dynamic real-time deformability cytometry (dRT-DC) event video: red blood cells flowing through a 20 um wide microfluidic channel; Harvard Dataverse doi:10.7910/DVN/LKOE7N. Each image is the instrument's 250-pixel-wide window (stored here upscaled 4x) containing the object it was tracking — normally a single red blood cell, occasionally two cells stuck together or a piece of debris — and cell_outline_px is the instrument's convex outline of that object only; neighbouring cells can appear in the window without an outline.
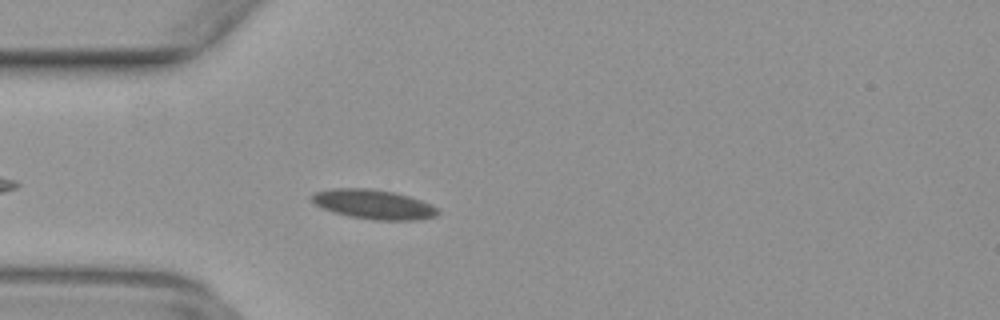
{"species": "common noctule bat (a hibernating species)", "species_latin": "Nyctalus noctula", "temperature_condition": "warm", "stored_images_in_passage": 38, "camera_frame_rate_fps": 3000, "um_per_image_px": 0.085, "animal": {"sex": "female", "body_mass_g": 29.2, "forearm_length_mm": 56.3}, "frame": {"image": 1, "passage_image": 6, "time_ms": 1.667, "image_size_px": [1000, 320], "cell_outline_px": [[440, 212], [436, 216], [416, 220], [372, 220], [348, 216], [332, 212], [316, 204], [312, 200], [312, 196], [316, 192], [332, 188], [368, 188], [392, 192], [408, 196], [432, 204], [440, 208]], "centroid_in_image_um": [31.8, 17.38], "position_along_channel_um": 53.2, "area_um2": 21.62}}
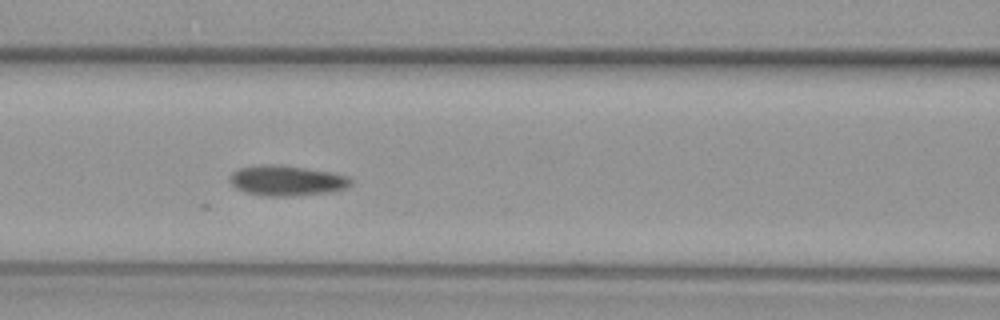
{"frame": {"image": 2, "passage_image": 13, "time_ms": 4.0, "image_size_px": [1000, 320], "cell_outline_px": [[352, 184], [344, 188], [332, 192], [292, 196], [264, 196], [244, 192], [236, 188], [228, 180], [228, 176], [232, 172], [240, 168], [260, 164], [280, 164], [332, 172], [348, 176], [352, 180]], "centroid_in_image_um": [24.35, 15.34], "position_along_channel_um": 142.3, "area_um2": 21.68}}
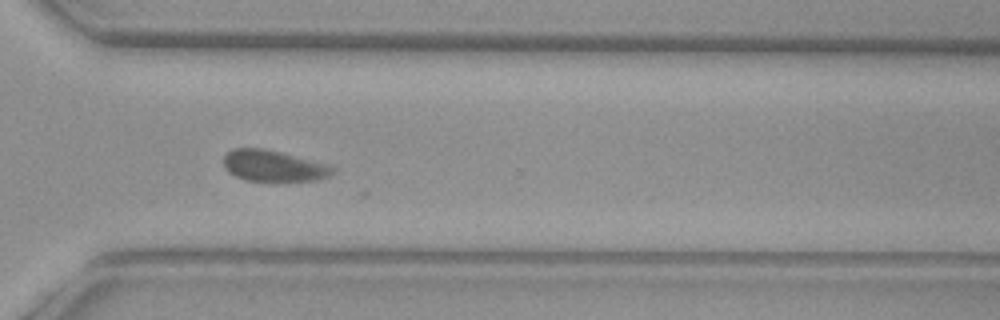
{"frame": {"image": 3, "passage_image": 28, "time_ms": 9.0, "image_size_px": [1000, 320], "cell_outline_px": [[336, 168], [328, 176], [316, 180], [284, 184], [272, 184], [244, 180], [228, 172], [224, 168], [224, 156], [232, 148], [264, 148], [328, 164]], "centroid_in_image_um": [23.24, 14.16], "position_along_channel_um": 347.4, "area_um2": 20.75}}